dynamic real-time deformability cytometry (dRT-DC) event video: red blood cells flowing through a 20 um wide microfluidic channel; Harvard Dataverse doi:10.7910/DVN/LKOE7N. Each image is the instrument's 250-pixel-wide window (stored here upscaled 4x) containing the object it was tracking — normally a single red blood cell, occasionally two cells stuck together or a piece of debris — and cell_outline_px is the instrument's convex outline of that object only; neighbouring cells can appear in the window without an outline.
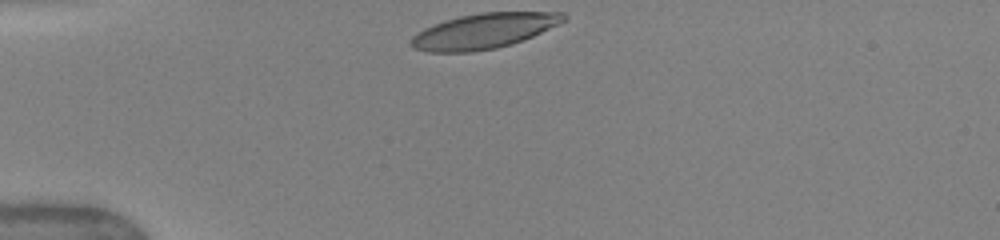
{"species": "human", "species_latin": "Homo sapiens", "temperature_condition": "warm", "stored_images_in_passage": 4, "camera_frame_rate_fps": 3000, "um_per_image_px": 0.085, "donor": {"sex": "female"}, "frame": {"image": 1, "passage_image": 1, "time_ms": 0.0, "image_size_px": [1000, 240], "cell_outline_px": [[568, 16], [564, 20], [532, 36], [512, 44], [496, 48], [472, 52], [428, 52], [412, 48], [412, 36], [416, 32], [424, 28], [444, 20], [460, 16], [480, 12], [564, 12]], "centroid_in_image_um": [41.08, 2.63], "position_along_channel_um": 43.9, "area_um2": 31.1}}